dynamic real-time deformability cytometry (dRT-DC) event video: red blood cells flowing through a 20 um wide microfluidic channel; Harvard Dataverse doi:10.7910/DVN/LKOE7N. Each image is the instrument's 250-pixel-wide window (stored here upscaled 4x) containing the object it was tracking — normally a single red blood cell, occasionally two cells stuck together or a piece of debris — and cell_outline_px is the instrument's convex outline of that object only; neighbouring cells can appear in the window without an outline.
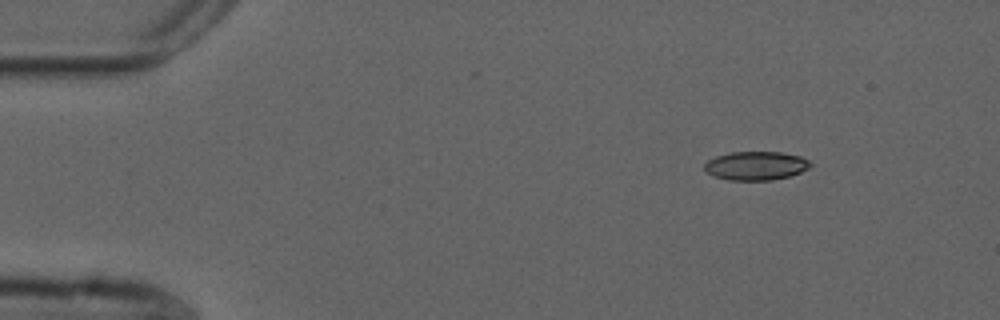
{"species": "common noctule bat (a hibernating species)", "species_latin": "Nyctalus noctula", "temperature_condition": "cold", "stored_images_in_passage": 46, "camera_frame_rate_fps": 3000, "um_per_image_px": 0.085, "animal": {"sex": "male", "forearm_length_mm": 52.5}, "frame": {"image": 1, "passage_image": 1, "time_ms": 0.0, "image_size_px": [1000, 320], "cell_outline_px": [[812, 164], [808, 168], [800, 172], [788, 176], [772, 180], [728, 180], [716, 176], [708, 172], [704, 168], [704, 164], [708, 160], [716, 156], [732, 152], [780, 152], [800, 156], [808, 160]], "centroid_in_image_um": [64.25, 14.08], "position_along_channel_um": 20.7, "area_um2": 17.51}}
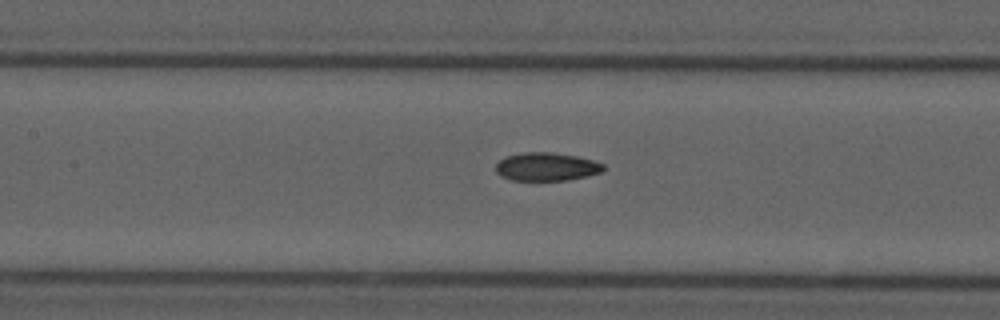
{"frame": {"image": 2, "passage_image": 19, "time_ms": 6.0, "image_size_px": [1000, 320], "cell_outline_px": [[604, 168], [600, 172], [568, 180], [512, 180], [500, 176], [496, 172], [496, 164], [504, 156], [524, 152], [552, 152], [576, 156], [592, 160], [604, 164]], "centroid_in_image_um": [46.4, 14.16], "position_along_channel_um": 161.0, "area_um2": 17.63}}
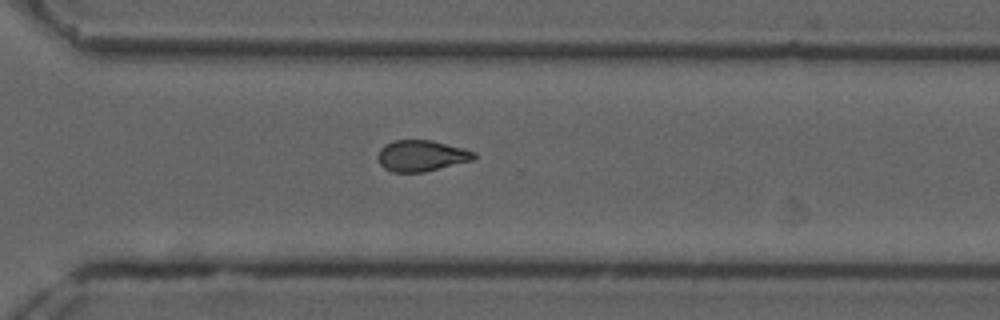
{"frame": {"image": 3, "passage_image": 33, "time_ms": 10.667, "image_size_px": [1000, 320], "cell_outline_px": [[476, 156], [472, 160], [424, 172], [392, 172], [384, 168], [380, 164], [376, 156], [380, 148], [384, 144], [392, 140], [432, 140], [464, 148], [476, 152]], "centroid_in_image_um": [35.79, 13.23], "position_along_channel_um": 334.8, "area_um2": 17.57}, "authors_computed_cell_mechanics": {"area_um2": 17.8602, "velocity_mm_per_s": 3.7336, "shape_relaxation_time_tau1_ms": null, "shape_relaxation_time_tau2_ms": 4.316, "deformation_change_tau1": null, "deformation_change_tau2": 0.0978}}